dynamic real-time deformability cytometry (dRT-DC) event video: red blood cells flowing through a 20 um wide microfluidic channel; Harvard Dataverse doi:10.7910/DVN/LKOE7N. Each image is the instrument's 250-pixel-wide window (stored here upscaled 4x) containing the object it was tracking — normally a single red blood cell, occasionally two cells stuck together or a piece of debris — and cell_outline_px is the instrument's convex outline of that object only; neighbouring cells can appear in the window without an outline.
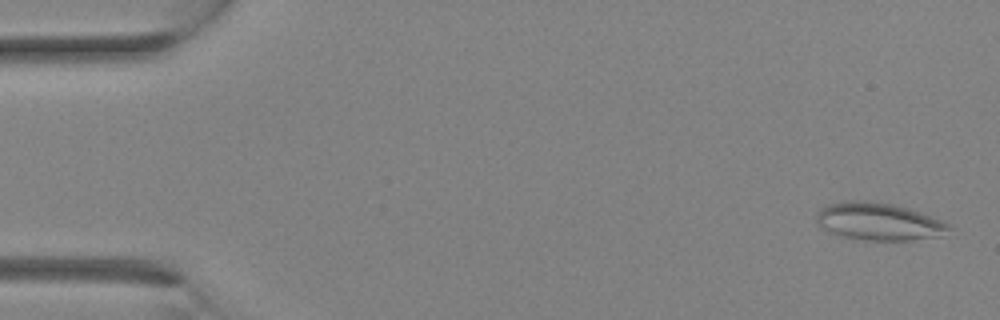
{"species": "Egyptian fruit bat (a non-hibernating species)", "species_latin": "Rousettus aegyptiacus", "temperature_condition": "room temperature", "stored_images_in_passage": 29, "camera_frame_rate_fps": 3000, "um_per_image_px": 0.085, "animal": {"sex": "female"}, "frame": {"image": 1, "passage_image": 1, "time_ms": 0.0, "image_size_px": [1000, 320], "cell_outline_px": [[952, 228], [940, 236], [908, 240], [864, 240], [844, 236], [820, 228], [816, 220], [816, 216], [824, 204], [844, 200], [864, 200], [892, 204], [908, 208], [920, 212], [940, 220], [948, 224]], "centroid_in_image_um": [74.64, 18.81], "position_along_channel_um": 10.4, "area_um2": 28.84}}
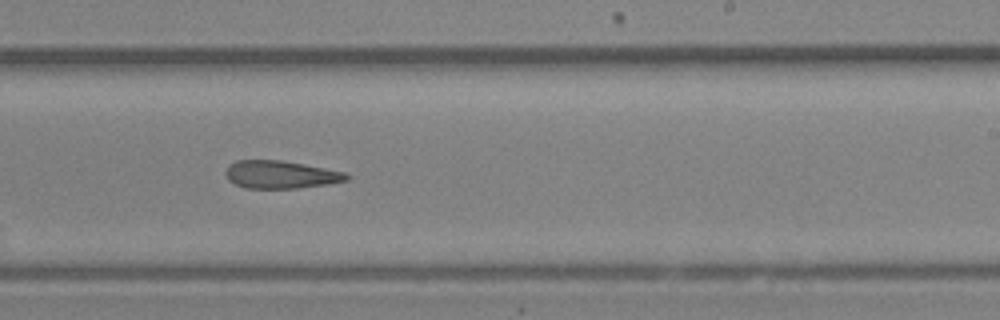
{"frame": {"image": 2, "passage_image": 18, "time_ms": 5.667, "image_size_px": [1000, 320], "cell_outline_px": [[352, 176], [348, 180], [328, 184], [296, 188], [244, 188], [228, 180], [224, 172], [228, 164], [236, 160], [280, 160], [304, 164], [344, 172]], "centroid_in_image_um": [23.83, 14.83], "position_along_channel_um": 265.2, "area_um2": 19.65}}
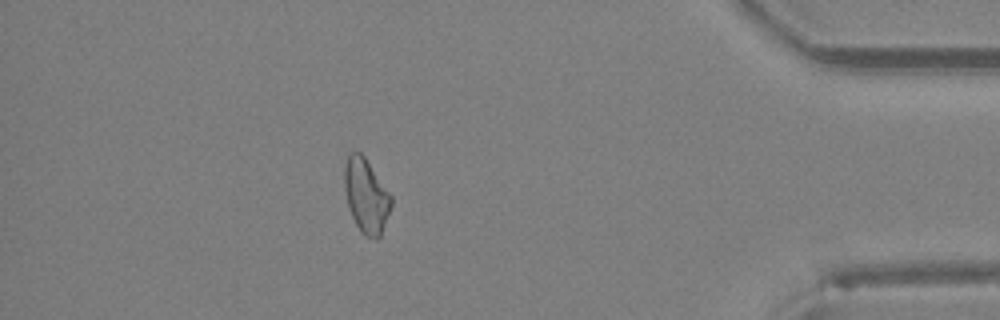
{"frame": {"image": 3, "passage_image": 26, "time_ms": 8.333, "image_size_px": [1000, 320], "cell_outline_px": [[392, 204], [380, 236], [376, 240], [364, 236], [360, 232], [348, 208], [344, 188], [344, 164], [348, 152], [352, 148], [360, 152], [364, 156], [392, 196]], "centroid_in_image_um": [31.09, 16.61], "position_along_channel_um": 404.1, "area_um2": 20.52}}